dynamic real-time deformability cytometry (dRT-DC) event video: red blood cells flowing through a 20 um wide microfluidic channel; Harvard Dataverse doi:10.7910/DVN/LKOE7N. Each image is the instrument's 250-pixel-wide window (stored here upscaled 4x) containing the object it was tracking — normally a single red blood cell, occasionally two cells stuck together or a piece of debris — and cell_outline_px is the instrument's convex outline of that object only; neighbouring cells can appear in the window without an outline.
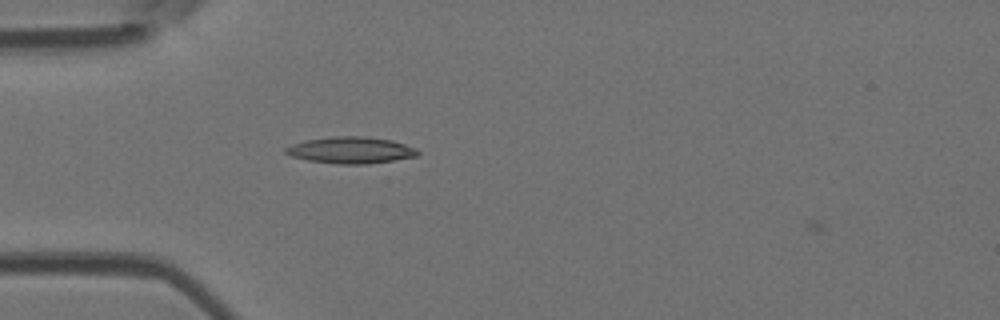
{"species": "Egyptian fruit bat (a non-hibernating species)", "species_latin": "Rousettus aegyptiacus", "temperature_condition": "room temperature", "stored_images_in_passage": 2, "camera_frame_rate_fps": 3000, "um_per_image_px": 0.085, "animal": {"sex": "female"}, "frame": {"image": 1, "passage_image": 1, "time_ms": 0.0, "image_size_px": [1000, 320], "cell_outline_px": [[420, 152], [416, 156], [368, 164], [336, 164], [308, 160], [292, 156], [284, 152], [284, 148], [292, 144], [304, 140], [332, 136], [364, 136], [392, 140], [416, 148]], "centroid_in_image_um": [29.79, 12.75], "position_along_channel_um": 55.2, "area_um2": 20.46}}